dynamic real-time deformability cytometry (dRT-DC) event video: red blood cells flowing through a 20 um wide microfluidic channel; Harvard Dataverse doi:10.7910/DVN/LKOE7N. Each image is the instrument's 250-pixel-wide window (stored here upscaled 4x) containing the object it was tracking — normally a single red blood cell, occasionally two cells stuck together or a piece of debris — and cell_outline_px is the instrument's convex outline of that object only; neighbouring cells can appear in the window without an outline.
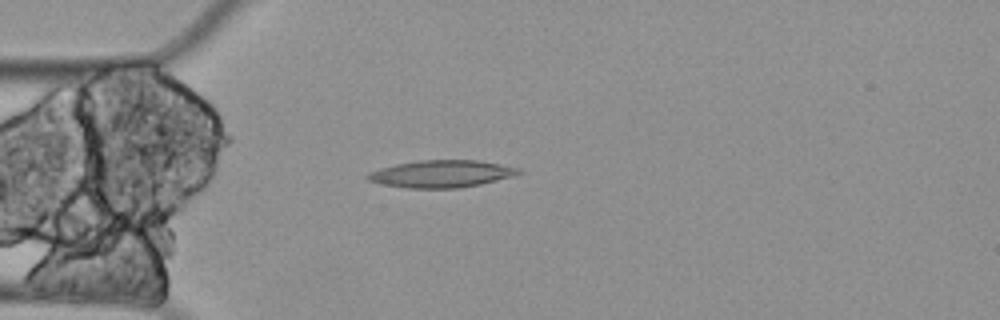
{"species": "Egyptian fruit bat (a non-hibernating species)", "species_latin": "Rousettus aegyptiacus", "temperature_condition": "cold", "stored_images_in_passage": 1, "camera_frame_rate_fps": 3000, "um_per_image_px": 0.085, "animal": {"sex": "female"}, "frame": {"image": 1, "passage_image": 1, "time_ms": 0.0, "image_size_px": [1000, 320], "cell_outline_px": [[524, 172], [516, 176], [480, 184], [460, 188], [408, 188], [380, 184], [368, 180], [364, 176], [368, 172], [380, 168], [396, 164], [420, 160], [476, 160], [500, 164], [520, 168]], "centroid_in_image_um": [37.53, 14.78], "position_along_channel_um": 47.5, "area_um2": 24.16}}